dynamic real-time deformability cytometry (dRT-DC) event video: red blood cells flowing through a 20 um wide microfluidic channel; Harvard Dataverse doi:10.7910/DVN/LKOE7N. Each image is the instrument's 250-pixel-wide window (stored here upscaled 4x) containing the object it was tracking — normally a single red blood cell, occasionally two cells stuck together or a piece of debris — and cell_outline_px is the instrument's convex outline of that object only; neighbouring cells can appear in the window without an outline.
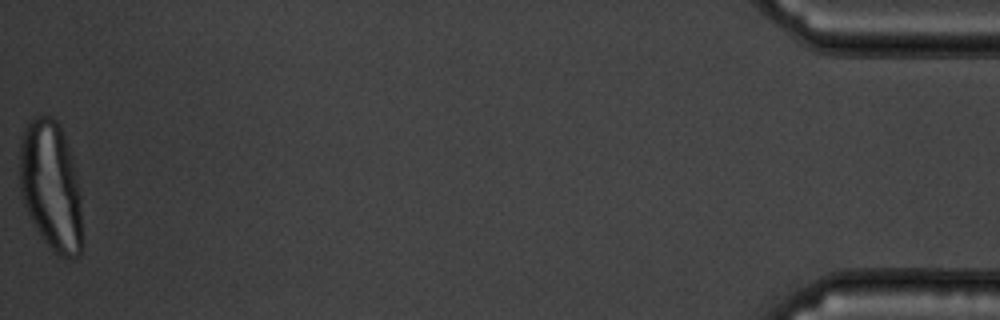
{"species": "common noctule bat (a hibernating species)", "species_latin": "Nyctalus noctula", "temperature_condition": "warm", "stored_images_in_passage": 54, "camera_frame_rate_fps": 3000, "um_per_image_px": 0.085, "animal": {"sex": "male", "body_mass_g": 19.5, "forearm_length_mm": 54.6}, "frame": {"image": 1, "passage_image": 54, "time_ms": 17.667, "image_size_px": [1000, 320], "cell_outline_px": [[80, 252], [72, 260], [68, 260], [52, 252], [36, 228], [24, 204], [20, 192], [20, 140], [24, 128], [36, 116], [48, 116], [56, 120], [64, 136], [72, 156], [80, 196]], "centroid_in_image_um": [4.31, 15.82], "position_along_channel_um": 430.9, "area_um2": 46.76}}